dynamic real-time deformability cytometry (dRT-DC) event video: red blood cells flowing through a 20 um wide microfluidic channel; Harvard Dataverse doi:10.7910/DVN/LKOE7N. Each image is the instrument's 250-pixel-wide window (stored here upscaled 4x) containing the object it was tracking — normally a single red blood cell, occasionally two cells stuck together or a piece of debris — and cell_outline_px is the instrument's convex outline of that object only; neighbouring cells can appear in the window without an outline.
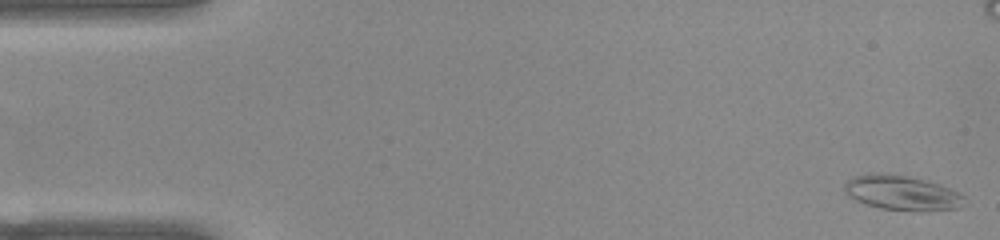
{"species": "common noctule bat (a hibernating species)", "species_latin": "Nyctalus noctula", "temperature_condition": "warm", "stored_images_in_passage": 53, "camera_frame_rate_fps": 3000, "um_per_image_px": 0.085, "animal": {"sex": "female", "body_mass_g": 22.0, "forearm_length_mm": 56.7}, "frame": {"image": 1, "passage_image": 1, "time_ms": 0.0, "image_size_px": [1000, 240], "cell_outline_px": [[964, 196], [960, 208], [928, 212], [920, 212], [880, 208], [856, 200], [848, 196], [844, 192], [844, 184], [852, 176], [876, 172], [884, 172], [908, 176], [924, 180], [960, 192]], "centroid_in_image_um": [76.64, 16.4], "position_along_channel_um": 8.4, "area_um2": 24.51}}
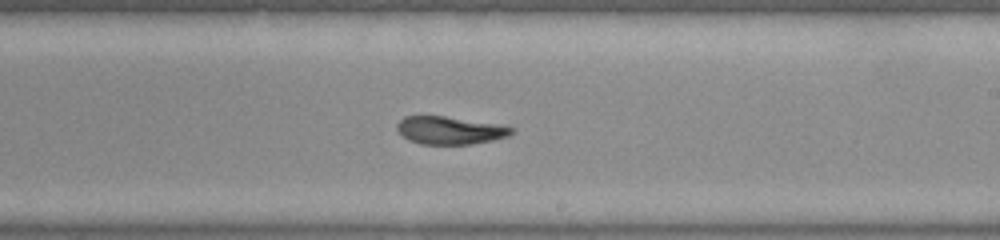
{"frame": {"image": 2, "passage_image": 30, "time_ms": 9.667, "image_size_px": [1000, 240], "cell_outline_px": [[516, 128], [508, 136], [492, 140], [468, 144], [420, 144], [408, 140], [396, 128], [396, 124], [404, 116], [444, 116], [496, 124]], "centroid_in_image_um": [38.21, 11.08], "position_along_channel_um": 250.8, "area_um2": 18.32}}
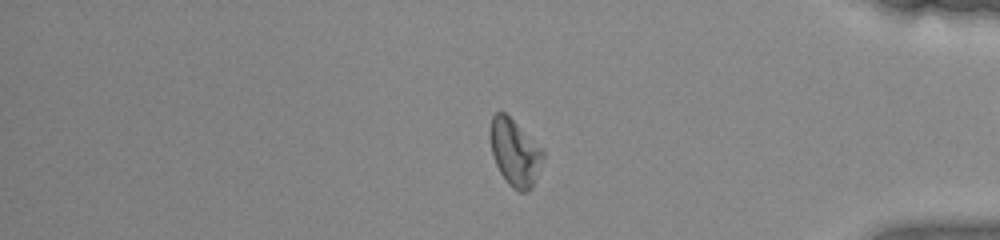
{"frame": {"image": 3, "passage_image": 43, "time_ms": 14.0, "image_size_px": [1000, 240], "cell_outline_px": [[544, 156], [532, 188], [528, 192], [520, 192], [512, 188], [508, 184], [500, 172], [496, 164], [492, 152], [492, 116], [496, 112], [504, 112], [544, 152]], "centroid_in_image_um": [43.78, 13.04], "position_along_channel_um": 391.4, "area_um2": 19.65}, "authors_computed_cell_mechanics": {"area_um2": 20.23, "velocity_mm_per_s": 3.8861, "shape_relaxation_time_tau1_ms": 3.3092, "shape_relaxation_time_tau2_ms": 7.2634, "deformation_change_tau1": 0.122, "deformation_change_tau2": 0.1914}}